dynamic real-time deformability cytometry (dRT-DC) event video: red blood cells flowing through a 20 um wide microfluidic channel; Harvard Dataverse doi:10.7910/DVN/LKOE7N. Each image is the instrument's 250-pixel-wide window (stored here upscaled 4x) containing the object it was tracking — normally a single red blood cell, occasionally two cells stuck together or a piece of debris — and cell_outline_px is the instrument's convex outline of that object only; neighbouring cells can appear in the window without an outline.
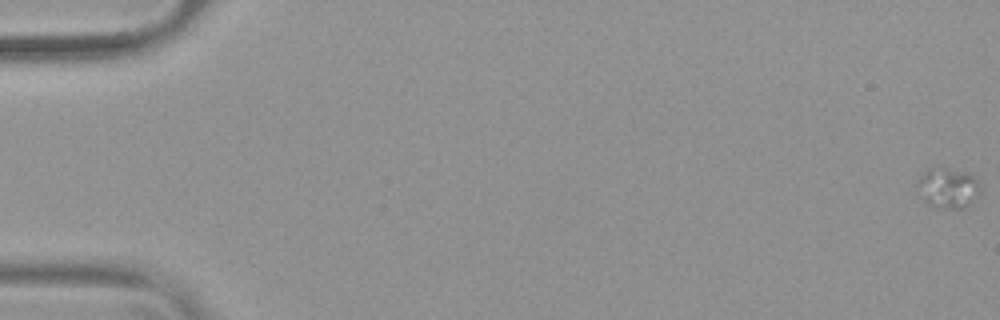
{"species": "common noctule bat (a hibernating species)", "species_latin": "Nyctalus noctula", "temperature_condition": "warm", "stored_images_in_passage": 56, "camera_frame_rate_fps": 3000, "um_per_image_px": 0.085, "animal": {"sex": "female", "body_mass_g": 19.9}, "frame": {"image": 1, "passage_image": 1, "time_ms": 0.0, "image_size_px": [1000, 320], "cell_outline_px": [[976, 184], [968, 204], [964, 208], [932, 208], [924, 204], [920, 200], [912, 184], [928, 168], [936, 164], [968, 172], [976, 180]], "centroid_in_image_um": [80.31, 15.93], "position_along_channel_um": 4.7, "area_um2": 15.14}}
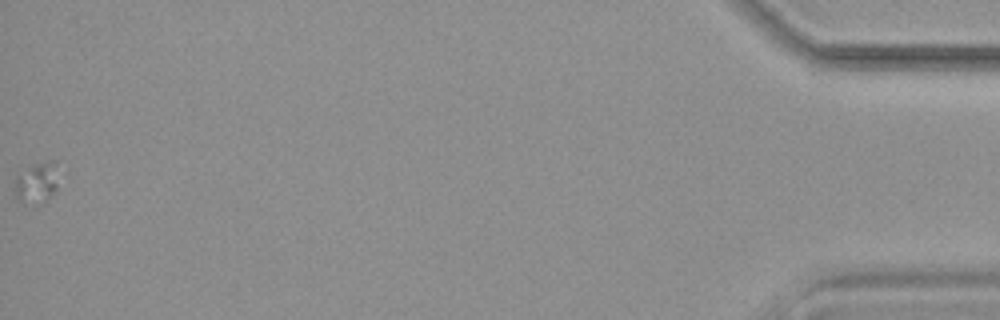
{"frame": {"image": 2, "passage_image": 56, "time_ms": 18.333, "image_size_px": [1000, 320], "cell_outline_px": [[64, 172], [56, 188], [48, 196], [24, 204], [16, 196], [16, 176], [32, 164], [56, 160]], "centroid_in_image_um": [3.24, 15.39], "position_along_channel_um": 432.0, "area_um2": 10.4}}